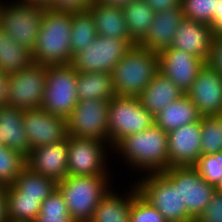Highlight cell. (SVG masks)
<instances>
[{
  "mask_svg": "<svg viewBox=\"0 0 222 222\" xmlns=\"http://www.w3.org/2000/svg\"><path fill=\"white\" fill-rule=\"evenodd\" d=\"M93 15L87 10L72 12L71 50L73 56L92 43L97 36Z\"/></svg>",
  "mask_w": 222,
  "mask_h": 222,
  "instance_id": "cell-30",
  "label": "cell"
},
{
  "mask_svg": "<svg viewBox=\"0 0 222 222\" xmlns=\"http://www.w3.org/2000/svg\"><path fill=\"white\" fill-rule=\"evenodd\" d=\"M8 79L9 74L0 70V106L7 105L9 102Z\"/></svg>",
  "mask_w": 222,
  "mask_h": 222,
  "instance_id": "cell-43",
  "label": "cell"
},
{
  "mask_svg": "<svg viewBox=\"0 0 222 222\" xmlns=\"http://www.w3.org/2000/svg\"><path fill=\"white\" fill-rule=\"evenodd\" d=\"M222 152V120L219 116L201 118V156Z\"/></svg>",
  "mask_w": 222,
  "mask_h": 222,
  "instance_id": "cell-32",
  "label": "cell"
},
{
  "mask_svg": "<svg viewBox=\"0 0 222 222\" xmlns=\"http://www.w3.org/2000/svg\"><path fill=\"white\" fill-rule=\"evenodd\" d=\"M216 188L218 190H222V179H221L220 183L216 186Z\"/></svg>",
  "mask_w": 222,
  "mask_h": 222,
  "instance_id": "cell-47",
  "label": "cell"
},
{
  "mask_svg": "<svg viewBox=\"0 0 222 222\" xmlns=\"http://www.w3.org/2000/svg\"><path fill=\"white\" fill-rule=\"evenodd\" d=\"M78 100L106 99L115 97L112 76L109 72H78Z\"/></svg>",
  "mask_w": 222,
  "mask_h": 222,
  "instance_id": "cell-26",
  "label": "cell"
},
{
  "mask_svg": "<svg viewBox=\"0 0 222 222\" xmlns=\"http://www.w3.org/2000/svg\"><path fill=\"white\" fill-rule=\"evenodd\" d=\"M111 151L119 153L127 166L140 174L168 169V134L156 124L122 138Z\"/></svg>",
  "mask_w": 222,
  "mask_h": 222,
  "instance_id": "cell-1",
  "label": "cell"
},
{
  "mask_svg": "<svg viewBox=\"0 0 222 222\" xmlns=\"http://www.w3.org/2000/svg\"><path fill=\"white\" fill-rule=\"evenodd\" d=\"M71 26L72 11L47 9L32 51L33 62L48 66L71 64Z\"/></svg>",
  "mask_w": 222,
  "mask_h": 222,
  "instance_id": "cell-2",
  "label": "cell"
},
{
  "mask_svg": "<svg viewBox=\"0 0 222 222\" xmlns=\"http://www.w3.org/2000/svg\"><path fill=\"white\" fill-rule=\"evenodd\" d=\"M155 13L174 7H181V0H144Z\"/></svg>",
  "mask_w": 222,
  "mask_h": 222,
  "instance_id": "cell-41",
  "label": "cell"
},
{
  "mask_svg": "<svg viewBox=\"0 0 222 222\" xmlns=\"http://www.w3.org/2000/svg\"><path fill=\"white\" fill-rule=\"evenodd\" d=\"M144 175L134 182L138 193L154 206L167 222H195L186 205L182 203L179 188L162 172Z\"/></svg>",
  "mask_w": 222,
  "mask_h": 222,
  "instance_id": "cell-5",
  "label": "cell"
},
{
  "mask_svg": "<svg viewBox=\"0 0 222 222\" xmlns=\"http://www.w3.org/2000/svg\"><path fill=\"white\" fill-rule=\"evenodd\" d=\"M109 100L87 99L78 101L66 118L68 135L95 138L108 143Z\"/></svg>",
  "mask_w": 222,
  "mask_h": 222,
  "instance_id": "cell-13",
  "label": "cell"
},
{
  "mask_svg": "<svg viewBox=\"0 0 222 222\" xmlns=\"http://www.w3.org/2000/svg\"><path fill=\"white\" fill-rule=\"evenodd\" d=\"M77 78L78 71L71 64L48 66L41 108L66 119L79 101Z\"/></svg>",
  "mask_w": 222,
  "mask_h": 222,
  "instance_id": "cell-8",
  "label": "cell"
},
{
  "mask_svg": "<svg viewBox=\"0 0 222 222\" xmlns=\"http://www.w3.org/2000/svg\"><path fill=\"white\" fill-rule=\"evenodd\" d=\"M209 26L214 37H222V0H217V11L214 12Z\"/></svg>",
  "mask_w": 222,
  "mask_h": 222,
  "instance_id": "cell-42",
  "label": "cell"
},
{
  "mask_svg": "<svg viewBox=\"0 0 222 222\" xmlns=\"http://www.w3.org/2000/svg\"><path fill=\"white\" fill-rule=\"evenodd\" d=\"M23 126L31 150L67 139V121L42 108L25 109Z\"/></svg>",
  "mask_w": 222,
  "mask_h": 222,
  "instance_id": "cell-14",
  "label": "cell"
},
{
  "mask_svg": "<svg viewBox=\"0 0 222 222\" xmlns=\"http://www.w3.org/2000/svg\"><path fill=\"white\" fill-rule=\"evenodd\" d=\"M135 186L132 184L128 195H122L124 197L111 187L99 201L89 222H129Z\"/></svg>",
  "mask_w": 222,
  "mask_h": 222,
  "instance_id": "cell-25",
  "label": "cell"
},
{
  "mask_svg": "<svg viewBox=\"0 0 222 222\" xmlns=\"http://www.w3.org/2000/svg\"><path fill=\"white\" fill-rule=\"evenodd\" d=\"M88 10L94 17L98 35L118 39H131L121 6L92 2Z\"/></svg>",
  "mask_w": 222,
  "mask_h": 222,
  "instance_id": "cell-23",
  "label": "cell"
},
{
  "mask_svg": "<svg viewBox=\"0 0 222 222\" xmlns=\"http://www.w3.org/2000/svg\"><path fill=\"white\" fill-rule=\"evenodd\" d=\"M155 124L154 116L138 97L115 96L108 107V144L113 148L122 138Z\"/></svg>",
  "mask_w": 222,
  "mask_h": 222,
  "instance_id": "cell-7",
  "label": "cell"
},
{
  "mask_svg": "<svg viewBox=\"0 0 222 222\" xmlns=\"http://www.w3.org/2000/svg\"><path fill=\"white\" fill-rule=\"evenodd\" d=\"M25 166V156L0 144V184H13Z\"/></svg>",
  "mask_w": 222,
  "mask_h": 222,
  "instance_id": "cell-34",
  "label": "cell"
},
{
  "mask_svg": "<svg viewBox=\"0 0 222 222\" xmlns=\"http://www.w3.org/2000/svg\"><path fill=\"white\" fill-rule=\"evenodd\" d=\"M27 4H33L37 6H42L47 9H53L54 8V0H20Z\"/></svg>",
  "mask_w": 222,
  "mask_h": 222,
  "instance_id": "cell-45",
  "label": "cell"
},
{
  "mask_svg": "<svg viewBox=\"0 0 222 222\" xmlns=\"http://www.w3.org/2000/svg\"><path fill=\"white\" fill-rule=\"evenodd\" d=\"M159 72L168 77L184 94L193 85L206 62L176 48H166L158 53Z\"/></svg>",
  "mask_w": 222,
  "mask_h": 222,
  "instance_id": "cell-16",
  "label": "cell"
},
{
  "mask_svg": "<svg viewBox=\"0 0 222 222\" xmlns=\"http://www.w3.org/2000/svg\"><path fill=\"white\" fill-rule=\"evenodd\" d=\"M112 175H67L57 182V189L76 222H89L101 198L112 187Z\"/></svg>",
  "mask_w": 222,
  "mask_h": 222,
  "instance_id": "cell-4",
  "label": "cell"
},
{
  "mask_svg": "<svg viewBox=\"0 0 222 222\" xmlns=\"http://www.w3.org/2000/svg\"><path fill=\"white\" fill-rule=\"evenodd\" d=\"M208 64L222 75V37H214Z\"/></svg>",
  "mask_w": 222,
  "mask_h": 222,
  "instance_id": "cell-40",
  "label": "cell"
},
{
  "mask_svg": "<svg viewBox=\"0 0 222 222\" xmlns=\"http://www.w3.org/2000/svg\"><path fill=\"white\" fill-rule=\"evenodd\" d=\"M41 204L40 197L23 196L14 184L6 186L7 220L34 222Z\"/></svg>",
  "mask_w": 222,
  "mask_h": 222,
  "instance_id": "cell-27",
  "label": "cell"
},
{
  "mask_svg": "<svg viewBox=\"0 0 222 222\" xmlns=\"http://www.w3.org/2000/svg\"><path fill=\"white\" fill-rule=\"evenodd\" d=\"M183 19L181 7L155 13L147 35L137 45L158 53L171 47L175 32Z\"/></svg>",
  "mask_w": 222,
  "mask_h": 222,
  "instance_id": "cell-20",
  "label": "cell"
},
{
  "mask_svg": "<svg viewBox=\"0 0 222 222\" xmlns=\"http://www.w3.org/2000/svg\"><path fill=\"white\" fill-rule=\"evenodd\" d=\"M68 175H110L107 168L108 148L111 146L95 138H78L68 135ZM106 148V149H105ZM107 154V155H106Z\"/></svg>",
  "mask_w": 222,
  "mask_h": 222,
  "instance_id": "cell-10",
  "label": "cell"
},
{
  "mask_svg": "<svg viewBox=\"0 0 222 222\" xmlns=\"http://www.w3.org/2000/svg\"><path fill=\"white\" fill-rule=\"evenodd\" d=\"M137 45L132 39H118L97 35L92 43L77 52L71 65L78 72H109L123 56Z\"/></svg>",
  "mask_w": 222,
  "mask_h": 222,
  "instance_id": "cell-9",
  "label": "cell"
},
{
  "mask_svg": "<svg viewBox=\"0 0 222 222\" xmlns=\"http://www.w3.org/2000/svg\"><path fill=\"white\" fill-rule=\"evenodd\" d=\"M162 173L179 188L182 203L196 220L209 204L216 186L204 180L194 166L169 167Z\"/></svg>",
  "mask_w": 222,
  "mask_h": 222,
  "instance_id": "cell-11",
  "label": "cell"
},
{
  "mask_svg": "<svg viewBox=\"0 0 222 222\" xmlns=\"http://www.w3.org/2000/svg\"><path fill=\"white\" fill-rule=\"evenodd\" d=\"M202 117L222 114V75L208 63L199 71L186 92Z\"/></svg>",
  "mask_w": 222,
  "mask_h": 222,
  "instance_id": "cell-15",
  "label": "cell"
},
{
  "mask_svg": "<svg viewBox=\"0 0 222 222\" xmlns=\"http://www.w3.org/2000/svg\"><path fill=\"white\" fill-rule=\"evenodd\" d=\"M131 1L132 0H93V2H98L107 5L121 6V7L128 4Z\"/></svg>",
  "mask_w": 222,
  "mask_h": 222,
  "instance_id": "cell-46",
  "label": "cell"
},
{
  "mask_svg": "<svg viewBox=\"0 0 222 222\" xmlns=\"http://www.w3.org/2000/svg\"><path fill=\"white\" fill-rule=\"evenodd\" d=\"M158 72V52L132 46L111 72L115 96L138 97Z\"/></svg>",
  "mask_w": 222,
  "mask_h": 222,
  "instance_id": "cell-3",
  "label": "cell"
},
{
  "mask_svg": "<svg viewBox=\"0 0 222 222\" xmlns=\"http://www.w3.org/2000/svg\"><path fill=\"white\" fill-rule=\"evenodd\" d=\"M23 114L21 108L0 106V144L27 157L31 148L24 131Z\"/></svg>",
  "mask_w": 222,
  "mask_h": 222,
  "instance_id": "cell-21",
  "label": "cell"
},
{
  "mask_svg": "<svg viewBox=\"0 0 222 222\" xmlns=\"http://www.w3.org/2000/svg\"><path fill=\"white\" fill-rule=\"evenodd\" d=\"M93 0H54L55 11H83L87 10Z\"/></svg>",
  "mask_w": 222,
  "mask_h": 222,
  "instance_id": "cell-39",
  "label": "cell"
},
{
  "mask_svg": "<svg viewBox=\"0 0 222 222\" xmlns=\"http://www.w3.org/2000/svg\"><path fill=\"white\" fill-rule=\"evenodd\" d=\"M184 18L210 25L217 0H181Z\"/></svg>",
  "mask_w": 222,
  "mask_h": 222,
  "instance_id": "cell-35",
  "label": "cell"
},
{
  "mask_svg": "<svg viewBox=\"0 0 222 222\" xmlns=\"http://www.w3.org/2000/svg\"><path fill=\"white\" fill-rule=\"evenodd\" d=\"M122 9L129 36L138 44L147 35L155 12L144 0H132Z\"/></svg>",
  "mask_w": 222,
  "mask_h": 222,
  "instance_id": "cell-29",
  "label": "cell"
},
{
  "mask_svg": "<svg viewBox=\"0 0 222 222\" xmlns=\"http://www.w3.org/2000/svg\"><path fill=\"white\" fill-rule=\"evenodd\" d=\"M129 222H167L163 215L133 188V202L131 205Z\"/></svg>",
  "mask_w": 222,
  "mask_h": 222,
  "instance_id": "cell-36",
  "label": "cell"
},
{
  "mask_svg": "<svg viewBox=\"0 0 222 222\" xmlns=\"http://www.w3.org/2000/svg\"><path fill=\"white\" fill-rule=\"evenodd\" d=\"M194 167L204 180L217 186L222 179V152L202 155Z\"/></svg>",
  "mask_w": 222,
  "mask_h": 222,
  "instance_id": "cell-37",
  "label": "cell"
},
{
  "mask_svg": "<svg viewBox=\"0 0 222 222\" xmlns=\"http://www.w3.org/2000/svg\"><path fill=\"white\" fill-rule=\"evenodd\" d=\"M48 65L32 62L27 68L9 74L7 105L25 109L41 108Z\"/></svg>",
  "mask_w": 222,
  "mask_h": 222,
  "instance_id": "cell-12",
  "label": "cell"
},
{
  "mask_svg": "<svg viewBox=\"0 0 222 222\" xmlns=\"http://www.w3.org/2000/svg\"><path fill=\"white\" fill-rule=\"evenodd\" d=\"M67 158L68 141L66 139L31 150L26 157V166L44 177L59 182L68 175Z\"/></svg>",
  "mask_w": 222,
  "mask_h": 222,
  "instance_id": "cell-18",
  "label": "cell"
},
{
  "mask_svg": "<svg viewBox=\"0 0 222 222\" xmlns=\"http://www.w3.org/2000/svg\"><path fill=\"white\" fill-rule=\"evenodd\" d=\"M195 222H222V190L216 189L204 212Z\"/></svg>",
  "mask_w": 222,
  "mask_h": 222,
  "instance_id": "cell-38",
  "label": "cell"
},
{
  "mask_svg": "<svg viewBox=\"0 0 222 222\" xmlns=\"http://www.w3.org/2000/svg\"><path fill=\"white\" fill-rule=\"evenodd\" d=\"M7 222H31V221H15V220H7Z\"/></svg>",
  "mask_w": 222,
  "mask_h": 222,
  "instance_id": "cell-48",
  "label": "cell"
},
{
  "mask_svg": "<svg viewBox=\"0 0 222 222\" xmlns=\"http://www.w3.org/2000/svg\"><path fill=\"white\" fill-rule=\"evenodd\" d=\"M154 118L155 124L168 133L181 126L198 122L202 116L193 101L184 94L163 108Z\"/></svg>",
  "mask_w": 222,
  "mask_h": 222,
  "instance_id": "cell-24",
  "label": "cell"
},
{
  "mask_svg": "<svg viewBox=\"0 0 222 222\" xmlns=\"http://www.w3.org/2000/svg\"><path fill=\"white\" fill-rule=\"evenodd\" d=\"M32 62V52L0 28V70L12 74L27 68Z\"/></svg>",
  "mask_w": 222,
  "mask_h": 222,
  "instance_id": "cell-28",
  "label": "cell"
},
{
  "mask_svg": "<svg viewBox=\"0 0 222 222\" xmlns=\"http://www.w3.org/2000/svg\"><path fill=\"white\" fill-rule=\"evenodd\" d=\"M213 39L209 25L184 18L175 32L171 47L197 56L208 63Z\"/></svg>",
  "mask_w": 222,
  "mask_h": 222,
  "instance_id": "cell-19",
  "label": "cell"
},
{
  "mask_svg": "<svg viewBox=\"0 0 222 222\" xmlns=\"http://www.w3.org/2000/svg\"><path fill=\"white\" fill-rule=\"evenodd\" d=\"M46 10L42 6L10 0L0 6V28L32 52L36 47Z\"/></svg>",
  "mask_w": 222,
  "mask_h": 222,
  "instance_id": "cell-6",
  "label": "cell"
},
{
  "mask_svg": "<svg viewBox=\"0 0 222 222\" xmlns=\"http://www.w3.org/2000/svg\"><path fill=\"white\" fill-rule=\"evenodd\" d=\"M0 222H7L6 186L0 184Z\"/></svg>",
  "mask_w": 222,
  "mask_h": 222,
  "instance_id": "cell-44",
  "label": "cell"
},
{
  "mask_svg": "<svg viewBox=\"0 0 222 222\" xmlns=\"http://www.w3.org/2000/svg\"><path fill=\"white\" fill-rule=\"evenodd\" d=\"M23 196L40 197L43 202L55 189L57 182L25 166L13 183Z\"/></svg>",
  "mask_w": 222,
  "mask_h": 222,
  "instance_id": "cell-31",
  "label": "cell"
},
{
  "mask_svg": "<svg viewBox=\"0 0 222 222\" xmlns=\"http://www.w3.org/2000/svg\"><path fill=\"white\" fill-rule=\"evenodd\" d=\"M168 134V168L194 166L201 157V120Z\"/></svg>",
  "mask_w": 222,
  "mask_h": 222,
  "instance_id": "cell-17",
  "label": "cell"
},
{
  "mask_svg": "<svg viewBox=\"0 0 222 222\" xmlns=\"http://www.w3.org/2000/svg\"><path fill=\"white\" fill-rule=\"evenodd\" d=\"M34 222H76L69 214L61 193L55 189L41 204V211Z\"/></svg>",
  "mask_w": 222,
  "mask_h": 222,
  "instance_id": "cell-33",
  "label": "cell"
},
{
  "mask_svg": "<svg viewBox=\"0 0 222 222\" xmlns=\"http://www.w3.org/2000/svg\"><path fill=\"white\" fill-rule=\"evenodd\" d=\"M183 95L178 86L158 72L138 98L144 108L155 117L163 108Z\"/></svg>",
  "mask_w": 222,
  "mask_h": 222,
  "instance_id": "cell-22",
  "label": "cell"
}]
</instances>
